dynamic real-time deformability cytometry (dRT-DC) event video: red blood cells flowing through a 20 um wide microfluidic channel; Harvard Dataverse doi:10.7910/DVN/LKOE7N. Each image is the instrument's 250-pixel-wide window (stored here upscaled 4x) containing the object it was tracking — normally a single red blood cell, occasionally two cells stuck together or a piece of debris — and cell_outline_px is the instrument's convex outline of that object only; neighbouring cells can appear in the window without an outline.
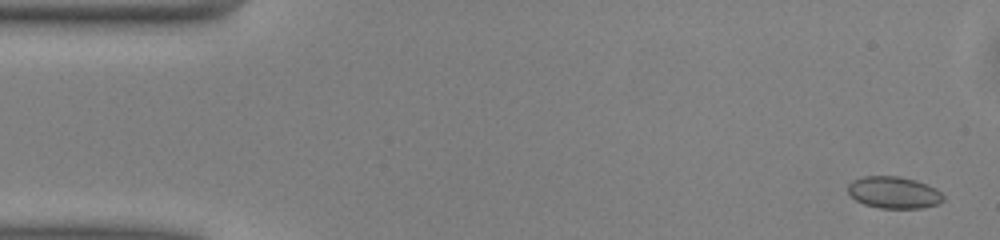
{"species": "common noctule bat (a hibernating species)", "species_latin": "Nyctalus noctula", "temperature_condition": "warm", "stored_images_in_passage": 50, "camera_frame_rate_fps": 3000, "um_per_image_px": 0.085, "animal": {"sex": "male", "body_mass_g": 13.0, "forearm_length_mm": 53.1}, "frame": {"image": 1, "passage_image": 2, "time_ms": 0.333, "image_size_px": [1000, 240], "cell_outline_px": [[944, 200], [936, 204], [924, 208], [880, 208], [864, 204], [856, 200], [848, 192], [848, 184], [852, 180], [864, 176], [896, 176], [916, 180], [936, 188], [944, 196]], "centroid_in_image_um": [75.97, 16.36], "position_along_channel_um": 9.0, "area_um2": 17.69}}
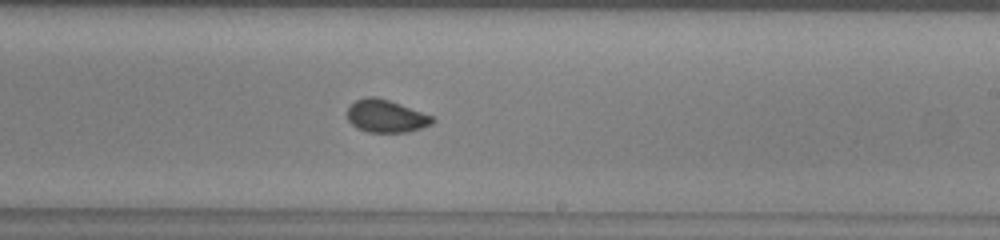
{"frame": {"image": 2, "passage_image": 29, "time_ms": 9.333, "image_size_px": [1000, 240], "cell_outline_px": [[436, 120], [432, 124], [408, 132], [368, 132], [356, 128], [348, 120], [348, 108], [356, 100], [368, 96], [376, 96], [400, 104], [432, 116]], "centroid_in_image_um": [32.8, 9.87], "position_along_channel_um": 256.2, "area_um2": 16.07}}
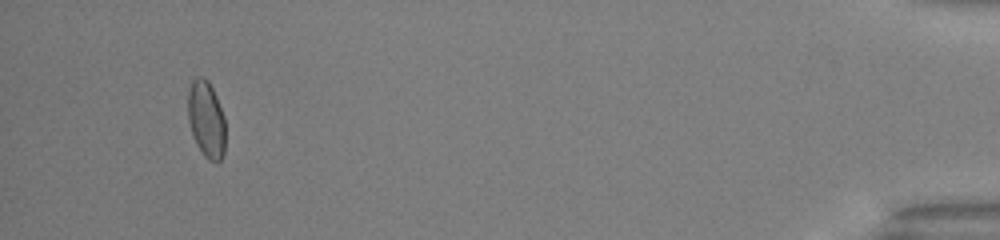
{"frame": {"image": 3, "passage_image": 47, "time_ms": 15.333, "image_size_px": [1000, 240], "cell_outline_px": [[224, 156], [216, 164], [208, 160], [204, 156], [196, 144], [188, 120], [188, 88], [192, 80], [196, 76], [204, 76], [208, 80], [216, 96], [224, 116]], "centroid_in_image_um": [17.52, 10.14], "position_along_channel_um": 417.7, "area_um2": 16.94}, "authors_computed_cell_mechanics": {"area_um2": 16.5886, "velocity_mm_per_s": 4.0741, "shape_relaxation_time_tau1_ms": 5.9553, "shape_relaxation_time_tau2_ms": null, "deformation_change_tau1": 0.0935, "deformation_change_tau2": null}}